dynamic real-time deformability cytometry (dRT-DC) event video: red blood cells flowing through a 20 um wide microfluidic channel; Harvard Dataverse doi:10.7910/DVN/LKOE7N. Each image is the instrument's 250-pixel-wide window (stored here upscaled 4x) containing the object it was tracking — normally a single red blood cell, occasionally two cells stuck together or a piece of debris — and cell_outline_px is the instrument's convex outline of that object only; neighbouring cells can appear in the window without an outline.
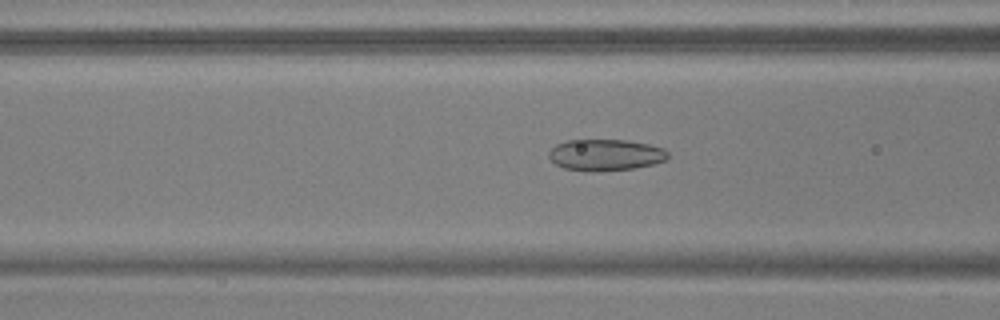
{"species": "common noctule bat (a hibernating species)", "species_latin": "Nyctalus noctula", "temperature_condition": "warm", "stored_images_in_passage": 53, "camera_frame_rate_fps": 3000, "um_per_image_px": 0.085, "animal": {"sex": "male", "body_mass_g": 17.9, "forearm_length_mm": 54.2}, "frame": {"image": 1, "passage_image": 21, "time_ms": 6.667, "image_size_px": [1000, 320], "cell_outline_px": [[668, 156], [664, 160], [652, 164], [636, 168], [596, 172], [564, 168], [556, 164], [548, 156], [548, 152], [556, 144], [568, 140], [628, 140], [648, 144], [664, 148], [668, 152]], "centroid_in_image_um": [51.46, 13.17], "position_along_channel_um": 115.1, "area_um2": 21.79}}
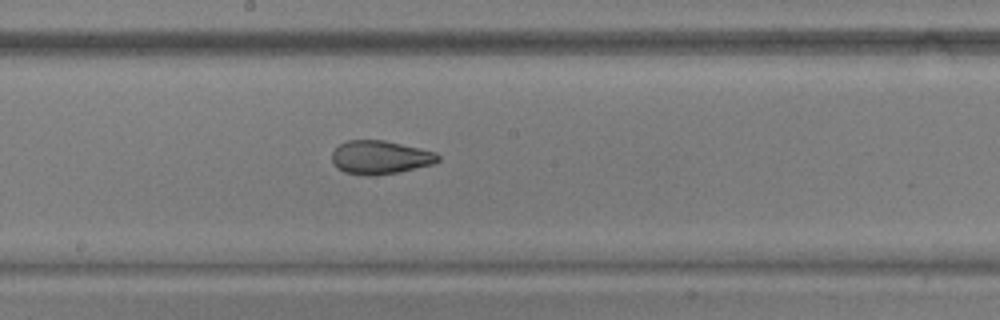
{"frame": {"image": 2, "passage_image": 29, "time_ms": 9.333, "image_size_px": [1000, 320], "cell_outline_px": [[440, 160], [432, 164], [400, 172], [376, 176], [364, 176], [344, 172], [336, 168], [332, 160], [332, 152], [340, 144], [348, 140], [384, 140], [420, 148], [436, 152], [440, 156]], "centroid_in_image_um": [32.31, 13.39], "position_along_channel_um": 215.9, "area_um2": 20.92}}
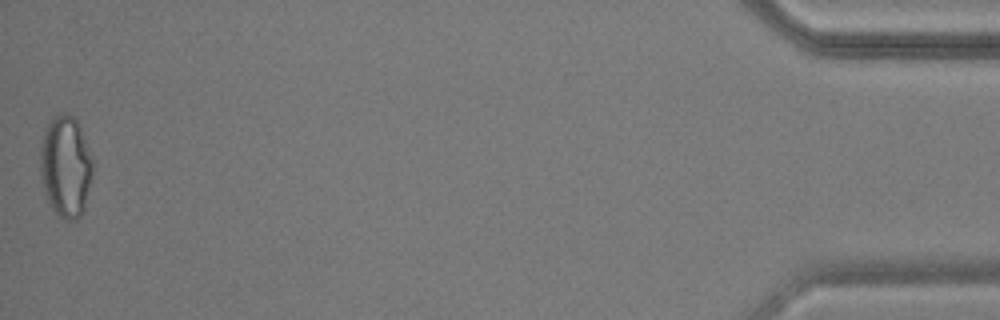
{"frame": {"image": 3, "passage_image": 53, "time_ms": 17.333, "image_size_px": [1000, 320], "cell_outline_px": [[92, 176], [84, 208], [80, 216], [76, 220], [64, 220], [52, 208], [44, 192], [40, 176], [40, 152], [44, 132], [52, 116], [60, 112], [64, 112], [72, 116], [76, 120], [80, 128], [92, 156]], "centroid_in_image_um": [5.57, 14.14], "position_along_channel_um": 429.6, "area_um2": 31.04}, "authors_computed_cell_mechanics": {"area_um2": 23.6402, "velocity_mm_per_s": 3.7677, "shape_relaxation_time_tau1_ms": 4.9925, "shape_relaxation_time_tau2_ms": 1.5943, "deformation_change_tau1": 0.1487, "deformation_change_tau2": 0.0865}}